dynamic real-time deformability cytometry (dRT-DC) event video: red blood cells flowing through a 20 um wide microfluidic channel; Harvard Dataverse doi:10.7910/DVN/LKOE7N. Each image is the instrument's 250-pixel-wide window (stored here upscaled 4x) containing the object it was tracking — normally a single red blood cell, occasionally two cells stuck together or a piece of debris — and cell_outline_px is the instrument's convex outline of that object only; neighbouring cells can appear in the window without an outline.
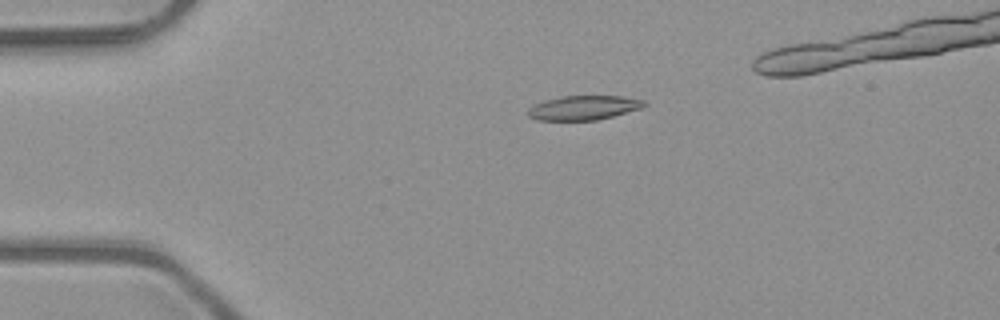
{"species": "common noctule bat (a hibernating species)", "species_latin": "Nyctalus noctula", "temperature_condition": "room temperature", "stored_images_in_passage": 6, "camera_frame_rate_fps": 3000, "um_per_image_px": 0.085, "animal": {"sex": "male", "body_mass_g": 23.1, "forearm_length_mm": 52.7}, "frame": {"image": 1, "passage_image": 4, "time_ms": 1.0, "image_size_px": [1000, 320], "cell_outline_px": [[648, 104], [644, 108], [596, 120], [536, 120], [528, 116], [528, 108], [544, 100], [560, 96], [620, 96], [644, 100]], "centroid_in_image_um": [49.63, 9.15], "position_along_channel_um": 35.4, "area_um2": 16.53}}